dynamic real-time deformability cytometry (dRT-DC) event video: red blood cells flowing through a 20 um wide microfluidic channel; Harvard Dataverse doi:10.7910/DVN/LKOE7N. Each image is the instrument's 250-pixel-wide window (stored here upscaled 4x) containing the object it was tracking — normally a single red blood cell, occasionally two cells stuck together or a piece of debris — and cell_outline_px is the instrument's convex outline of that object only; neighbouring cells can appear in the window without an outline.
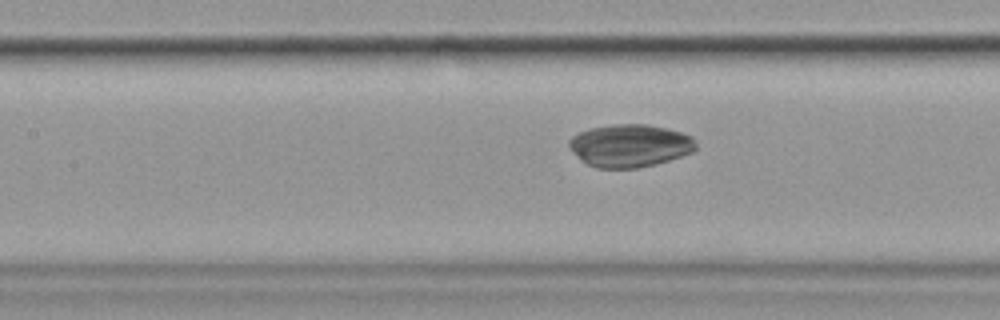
{"species": "common noctule bat (a hibernating species)", "species_latin": "Nyctalus noctula", "temperature_condition": "cold", "stored_images_in_passage": 10, "segment_of_instrument_passage": [2, 2], "camera_frame_rate_fps": 3000, "um_per_image_px": 0.085, "animal": {"sex": "female", "body_mass_g": 19.9}, "frame": {"image": 1, "passage_image": 10, "time_ms": 10.333, "image_size_px": [1000, 320], "cell_outline_px": [[696, 148], [692, 152], [668, 160], [636, 168], [596, 168], [588, 164], [572, 152], [568, 148], [568, 140], [572, 136], [580, 132], [592, 128], [612, 124], [648, 124], [680, 132], [692, 136], [696, 140]], "centroid_in_image_um": [53.52, 12.37], "position_along_channel_um": 153.9, "area_um2": 31.39}}